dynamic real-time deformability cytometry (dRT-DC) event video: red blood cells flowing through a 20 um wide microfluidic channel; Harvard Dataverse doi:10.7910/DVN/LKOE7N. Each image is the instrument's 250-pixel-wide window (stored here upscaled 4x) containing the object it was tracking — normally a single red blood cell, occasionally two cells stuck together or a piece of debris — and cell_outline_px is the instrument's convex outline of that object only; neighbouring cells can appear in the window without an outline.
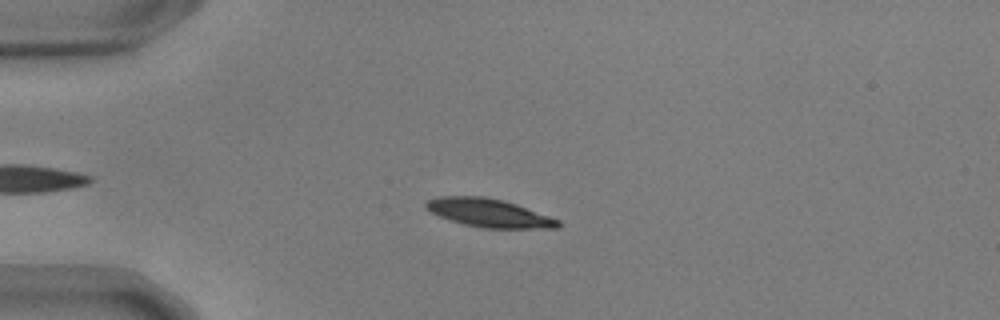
{"species": "common noctule bat (a hibernating species)", "species_latin": "Nyctalus noctula", "temperature_condition": "warm", "stored_images_in_passage": 38, "camera_frame_rate_fps": 3000, "um_per_image_px": 0.085, "animal": {"sex": "male", "body_mass_g": 17.9, "forearm_length_mm": 54.2}, "frame": {"image": 1, "passage_image": 12, "time_ms": 3.667, "image_size_px": [1000, 320], "cell_outline_px": [[560, 228], [484, 228], [464, 224], [448, 220], [424, 208], [424, 204], [428, 200], [440, 196], [484, 196], [504, 200], [516, 204], [560, 220]], "centroid_in_image_um": [41.55, 18.09], "position_along_channel_um": 43.5, "area_um2": 21.79}}
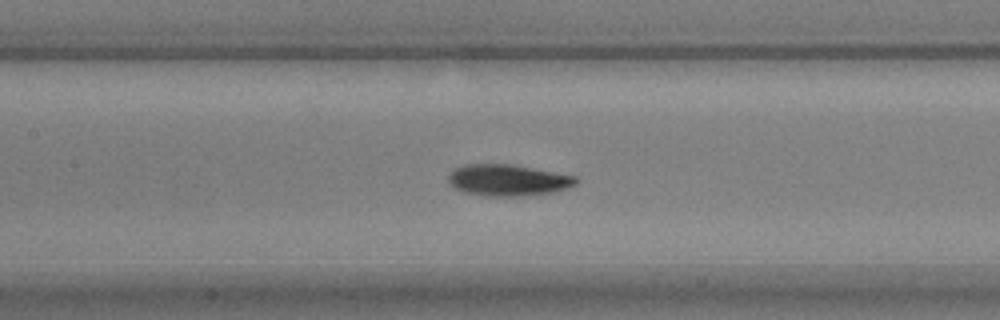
{"frame": {"image": 2, "passage_image": 24, "time_ms": 7.667, "image_size_px": [1000, 320], "cell_outline_px": [[576, 184], [568, 188], [552, 192], [520, 196], [488, 196], [464, 192], [448, 184], [448, 176], [456, 168], [464, 164], [512, 164], [576, 176]], "centroid_in_image_um": [43.16, 15.31], "position_along_channel_um": 164.2, "area_um2": 23.24}}
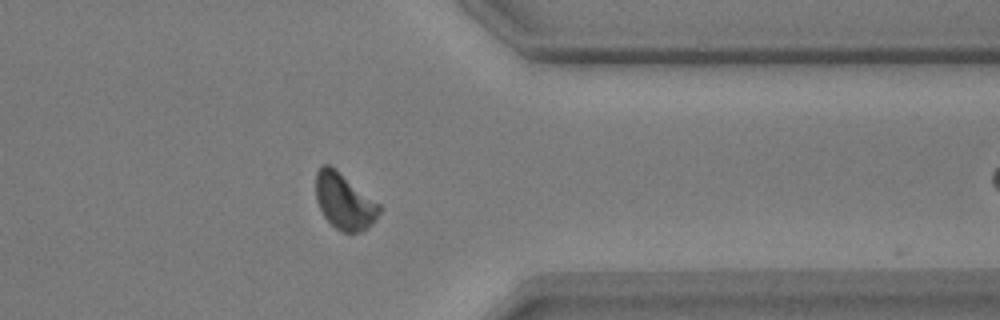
{"frame": {"image": 3, "passage_image": 37, "time_ms": 12.0, "image_size_px": [1000, 320], "cell_outline_px": [[380, 212], [376, 220], [368, 228], [360, 232], [344, 232], [336, 228], [324, 216], [316, 200], [316, 172], [324, 164], [328, 164], [380, 204]], "centroid_in_image_um": [29.27, 17.14], "position_along_channel_um": 382.1, "area_um2": 20.29}}